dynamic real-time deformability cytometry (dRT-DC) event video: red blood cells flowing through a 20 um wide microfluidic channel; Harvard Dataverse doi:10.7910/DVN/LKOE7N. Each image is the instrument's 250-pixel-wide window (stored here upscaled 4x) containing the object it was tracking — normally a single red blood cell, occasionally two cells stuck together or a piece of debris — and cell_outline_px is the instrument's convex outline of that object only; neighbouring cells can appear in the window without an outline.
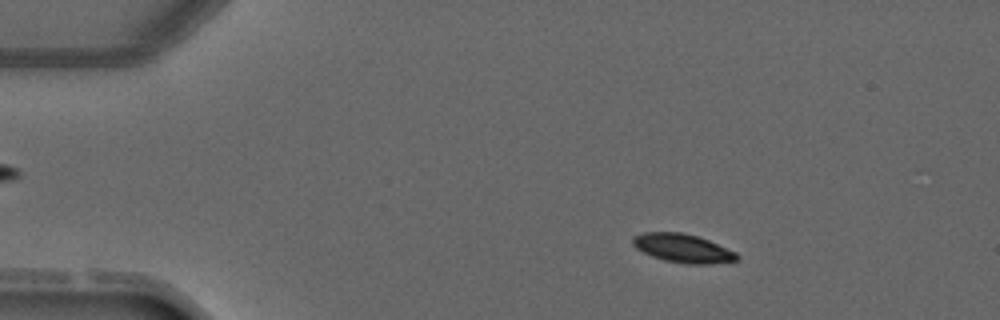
{"species": "common noctule bat (a hibernating species)", "species_latin": "Nyctalus noctula", "temperature_condition": "warm", "stored_images_in_passage": 5, "camera_frame_rate_fps": 3000, "um_per_image_px": 0.085, "animal": {"sex": "male", "forearm_length_mm": 52.5}, "frame": {"image": 1, "passage_image": 2, "time_ms": 1.333, "image_size_px": [1000, 320], "cell_outline_px": [[740, 260], [708, 264], [688, 264], [664, 260], [652, 256], [636, 248], [632, 244], [632, 236], [644, 232], [680, 232], [696, 236], [708, 240], [736, 252], [740, 256]], "centroid_in_image_um": [58.04, 21.1], "position_along_channel_um": 27.0, "area_um2": 17.34}}
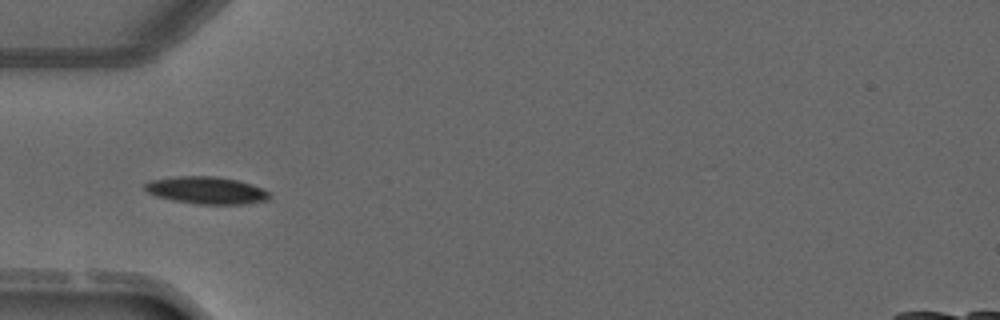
{"frame": {"image": 2, "passage_image": 4, "time_ms": 3.667, "image_size_px": [1000, 320], "cell_outline_px": [[272, 196], [268, 200], [244, 204], [200, 204], [172, 200], [156, 196], [148, 192], [144, 188], [144, 184], [148, 180], [176, 176], [216, 176], [236, 180], [252, 184], [264, 188]], "centroid_in_image_um": [17.56, 16.17], "position_along_channel_um": 67.4, "area_um2": 19.94}}
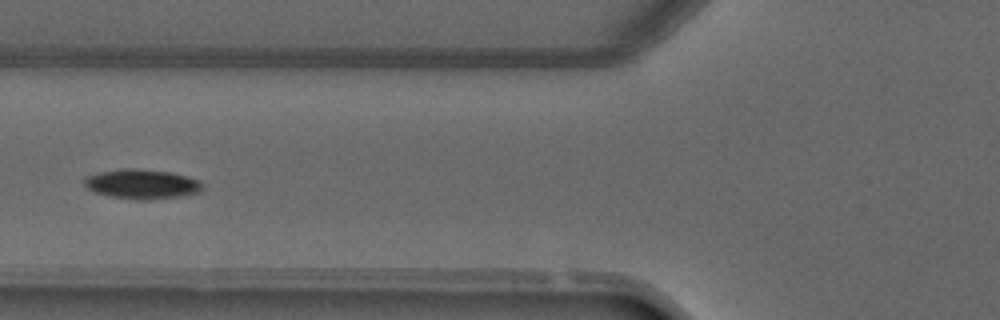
{"frame": {"image": 3, "passage_image": 5, "time_ms": 4.667, "image_size_px": [1000, 320], "cell_outline_px": [[204, 188], [200, 192], [180, 196], [148, 200], [136, 200], [112, 196], [96, 192], [88, 188], [84, 184], [84, 176], [100, 172], [120, 168], [136, 168], [172, 172], [188, 176], [200, 180], [204, 184]], "centroid_in_image_um": [12.11, 15.63], "position_along_channel_um": 113.7, "area_um2": 20.63}}